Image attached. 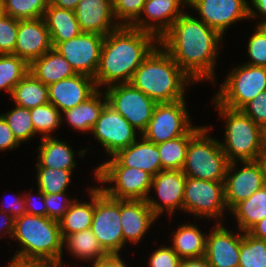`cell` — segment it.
Wrapping results in <instances>:
<instances>
[{
  "instance_id": "cell-41",
  "label": "cell",
  "mask_w": 266,
  "mask_h": 267,
  "mask_svg": "<svg viewBox=\"0 0 266 267\" xmlns=\"http://www.w3.org/2000/svg\"><path fill=\"white\" fill-rule=\"evenodd\" d=\"M248 39L247 51L249 60L243 64L266 67V27L264 24H257Z\"/></svg>"
},
{
  "instance_id": "cell-18",
  "label": "cell",
  "mask_w": 266,
  "mask_h": 267,
  "mask_svg": "<svg viewBox=\"0 0 266 267\" xmlns=\"http://www.w3.org/2000/svg\"><path fill=\"white\" fill-rule=\"evenodd\" d=\"M224 223H214V229L206 234L205 258L210 267H238L240 243L243 232L224 227Z\"/></svg>"
},
{
  "instance_id": "cell-30",
  "label": "cell",
  "mask_w": 266,
  "mask_h": 267,
  "mask_svg": "<svg viewBox=\"0 0 266 267\" xmlns=\"http://www.w3.org/2000/svg\"><path fill=\"white\" fill-rule=\"evenodd\" d=\"M90 201L83 202L75 198L68 208V211L58 221L61 235H71L76 232L91 228L94 206H95V186L87 191Z\"/></svg>"
},
{
  "instance_id": "cell-16",
  "label": "cell",
  "mask_w": 266,
  "mask_h": 267,
  "mask_svg": "<svg viewBox=\"0 0 266 267\" xmlns=\"http://www.w3.org/2000/svg\"><path fill=\"white\" fill-rule=\"evenodd\" d=\"M188 7L197 10L199 20L222 37L236 21L250 20L248 0H192Z\"/></svg>"
},
{
  "instance_id": "cell-51",
  "label": "cell",
  "mask_w": 266,
  "mask_h": 267,
  "mask_svg": "<svg viewBox=\"0 0 266 267\" xmlns=\"http://www.w3.org/2000/svg\"><path fill=\"white\" fill-rule=\"evenodd\" d=\"M119 254H107L103 258L92 262V267H127Z\"/></svg>"
},
{
  "instance_id": "cell-52",
  "label": "cell",
  "mask_w": 266,
  "mask_h": 267,
  "mask_svg": "<svg viewBox=\"0 0 266 267\" xmlns=\"http://www.w3.org/2000/svg\"><path fill=\"white\" fill-rule=\"evenodd\" d=\"M251 5H249V18H264L259 21L257 24H265L266 23V0H250Z\"/></svg>"
},
{
  "instance_id": "cell-5",
  "label": "cell",
  "mask_w": 266,
  "mask_h": 267,
  "mask_svg": "<svg viewBox=\"0 0 266 267\" xmlns=\"http://www.w3.org/2000/svg\"><path fill=\"white\" fill-rule=\"evenodd\" d=\"M218 115L225 119L224 142L220 146L229 162L256 161L262 157L263 128L242 110L223 107L214 99Z\"/></svg>"
},
{
  "instance_id": "cell-53",
  "label": "cell",
  "mask_w": 266,
  "mask_h": 267,
  "mask_svg": "<svg viewBox=\"0 0 266 267\" xmlns=\"http://www.w3.org/2000/svg\"><path fill=\"white\" fill-rule=\"evenodd\" d=\"M0 240H2V235H8L12 238L14 232L15 218L10 214L0 211Z\"/></svg>"
},
{
  "instance_id": "cell-26",
  "label": "cell",
  "mask_w": 266,
  "mask_h": 267,
  "mask_svg": "<svg viewBox=\"0 0 266 267\" xmlns=\"http://www.w3.org/2000/svg\"><path fill=\"white\" fill-rule=\"evenodd\" d=\"M107 103L105 92L98 89L90 98L61 114L66 122L78 132H91L99 115Z\"/></svg>"
},
{
  "instance_id": "cell-9",
  "label": "cell",
  "mask_w": 266,
  "mask_h": 267,
  "mask_svg": "<svg viewBox=\"0 0 266 267\" xmlns=\"http://www.w3.org/2000/svg\"><path fill=\"white\" fill-rule=\"evenodd\" d=\"M91 230L107 254H119L125 246L120 221V199L109 197L99 186H95Z\"/></svg>"
},
{
  "instance_id": "cell-57",
  "label": "cell",
  "mask_w": 266,
  "mask_h": 267,
  "mask_svg": "<svg viewBox=\"0 0 266 267\" xmlns=\"http://www.w3.org/2000/svg\"><path fill=\"white\" fill-rule=\"evenodd\" d=\"M261 159L266 161V128L263 129V149Z\"/></svg>"
},
{
  "instance_id": "cell-49",
  "label": "cell",
  "mask_w": 266,
  "mask_h": 267,
  "mask_svg": "<svg viewBox=\"0 0 266 267\" xmlns=\"http://www.w3.org/2000/svg\"><path fill=\"white\" fill-rule=\"evenodd\" d=\"M6 267H63L60 262L53 260L22 259L12 257Z\"/></svg>"
},
{
  "instance_id": "cell-12",
  "label": "cell",
  "mask_w": 266,
  "mask_h": 267,
  "mask_svg": "<svg viewBox=\"0 0 266 267\" xmlns=\"http://www.w3.org/2000/svg\"><path fill=\"white\" fill-rule=\"evenodd\" d=\"M107 103L120 113L139 132L146 129L157 104L130 83L114 84L106 87Z\"/></svg>"
},
{
  "instance_id": "cell-36",
  "label": "cell",
  "mask_w": 266,
  "mask_h": 267,
  "mask_svg": "<svg viewBox=\"0 0 266 267\" xmlns=\"http://www.w3.org/2000/svg\"><path fill=\"white\" fill-rule=\"evenodd\" d=\"M2 12L17 20L38 19L44 16L49 0H1Z\"/></svg>"
},
{
  "instance_id": "cell-60",
  "label": "cell",
  "mask_w": 266,
  "mask_h": 267,
  "mask_svg": "<svg viewBox=\"0 0 266 267\" xmlns=\"http://www.w3.org/2000/svg\"><path fill=\"white\" fill-rule=\"evenodd\" d=\"M2 13H3V12H2L1 3H0V15H1Z\"/></svg>"
},
{
  "instance_id": "cell-32",
  "label": "cell",
  "mask_w": 266,
  "mask_h": 267,
  "mask_svg": "<svg viewBox=\"0 0 266 267\" xmlns=\"http://www.w3.org/2000/svg\"><path fill=\"white\" fill-rule=\"evenodd\" d=\"M62 238V247H66L68 253L72 254L71 256L82 260V262L83 260L94 262L107 255L91 228L71 235H62Z\"/></svg>"
},
{
  "instance_id": "cell-59",
  "label": "cell",
  "mask_w": 266,
  "mask_h": 267,
  "mask_svg": "<svg viewBox=\"0 0 266 267\" xmlns=\"http://www.w3.org/2000/svg\"><path fill=\"white\" fill-rule=\"evenodd\" d=\"M186 3H187V5L192 1V0H184Z\"/></svg>"
},
{
  "instance_id": "cell-10",
  "label": "cell",
  "mask_w": 266,
  "mask_h": 267,
  "mask_svg": "<svg viewBox=\"0 0 266 267\" xmlns=\"http://www.w3.org/2000/svg\"><path fill=\"white\" fill-rule=\"evenodd\" d=\"M227 209L224 182L186 177L183 212L191 213L199 219L213 218L218 220L217 223H221Z\"/></svg>"
},
{
  "instance_id": "cell-28",
  "label": "cell",
  "mask_w": 266,
  "mask_h": 267,
  "mask_svg": "<svg viewBox=\"0 0 266 267\" xmlns=\"http://www.w3.org/2000/svg\"><path fill=\"white\" fill-rule=\"evenodd\" d=\"M43 18L49 30L51 43L64 42L82 33L73 10L48 4Z\"/></svg>"
},
{
  "instance_id": "cell-58",
  "label": "cell",
  "mask_w": 266,
  "mask_h": 267,
  "mask_svg": "<svg viewBox=\"0 0 266 267\" xmlns=\"http://www.w3.org/2000/svg\"><path fill=\"white\" fill-rule=\"evenodd\" d=\"M264 163V169H265V179H266V161H263Z\"/></svg>"
},
{
  "instance_id": "cell-6",
  "label": "cell",
  "mask_w": 266,
  "mask_h": 267,
  "mask_svg": "<svg viewBox=\"0 0 266 267\" xmlns=\"http://www.w3.org/2000/svg\"><path fill=\"white\" fill-rule=\"evenodd\" d=\"M204 126L189 140L185 163L186 177L224 182L229 161L218 139L209 137L212 128Z\"/></svg>"
},
{
  "instance_id": "cell-39",
  "label": "cell",
  "mask_w": 266,
  "mask_h": 267,
  "mask_svg": "<svg viewBox=\"0 0 266 267\" xmlns=\"http://www.w3.org/2000/svg\"><path fill=\"white\" fill-rule=\"evenodd\" d=\"M12 110H8L7 113L0 114L7 122L10 130L13 132L17 141L27 142L37 135L33 127V122L30 115V109L18 106Z\"/></svg>"
},
{
  "instance_id": "cell-45",
  "label": "cell",
  "mask_w": 266,
  "mask_h": 267,
  "mask_svg": "<svg viewBox=\"0 0 266 267\" xmlns=\"http://www.w3.org/2000/svg\"><path fill=\"white\" fill-rule=\"evenodd\" d=\"M148 260L149 267H181L182 264V259L178 254L164 244L153 251Z\"/></svg>"
},
{
  "instance_id": "cell-11",
  "label": "cell",
  "mask_w": 266,
  "mask_h": 267,
  "mask_svg": "<svg viewBox=\"0 0 266 267\" xmlns=\"http://www.w3.org/2000/svg\"><path fill=\"white\" fill-rule=\"evenodd\" d=\"M185 99L171 103H157L152 118L141 136L158 144L186 135L194 126Z\"/></svg>"
},
{
  "instance_id": "cell-40",
  "label": "cell",
  "mask_w": 266,
  "mask_h": 267,
  "mask_svg": "<svg viewBox=\"0 0 266 267\" xmlns=\"http://www.w3.org/2000/svg\"><path fill=\"white\" fill-rule=\"evenodd\" d=\"M238 267H266V241L243 232Z\"/></svg>"
},
{
  "instance_id": "cell-17",
  "label": "cell",
  "mask_w": 266,
  "mask_h": 267,
  "mask_svg": "<svg viewBox=\"0 0 266 267\" xmlns=\"http://www.w3.org/2000/svg\"><path fill=\"white\" fill-rule=\"evenodd\" d=\"M185 182L186 175L182 170H161L153 176L150 192L154 190L160 202L150 195L146 202L158 218L163 215V211L170 216L174 215L176 210L183 211Z\"/></svg>"
},
{
  "instance_id": "cell-50",
  "label": "cell",
  "mask_w": 266,
  "mask_h": 267,
  "mask_svg": "<svg viewBox=\"0 0 266 267\" xmlns=\"http://www.w3.org/2000/svg\"><path fill=\"white\" fill-rule=\"evenodd\" d=\"M10 199L11 200H10L9 203L7 202L8 200L6 202L4 201L7 204L2 203L3 206H2V208H0V211L1 212L10 214L14 218H17V217H20V216L26 214L24 194H22L21 196H16L15 195V197L13 198V200H12L11 197H10Z\"/></svg>"
},
{
  "instance_id": "cell-21",
  "label": "cell",
  "mask_w": 266,
  "mask_h": 267,
  "mask_svg": "<svg viewBox=\"0 0 266 267\" xmlns=\"http://www.w3.org/2000/svg\"><path fill=\"white\" fill-rule=\"evenodd\" d=\"M97 90L94 78L75 74L48 86L49 102L62 113L86 101Z\"/></svg>"
},
{
  "instance_id": "cell-15",
  "label": "cell",
  "mask_w": 266,
  "mask_h": 267,
  "mask_svg": "<svg viewBox=\"0 0 266 267\" xmlns=\"http://www.w3.org/2000/svg\"><path fill=\"white\" fill-rule=\"evenodd\" d=\"M136 129L108 103L102 109L91 134L101 144L107 156L133 144L139 137Z\"/></svg>"
},
{
  "instance_id": "cell-38",
  "label": "cell",
  "mask_w": 266,
  "mask_h": 267,
  "mask_svg": "<svg viewBox=\"0 0 266 267\" xmlns=\"http://www.w3.org/2000/svg\"><path fill=\"white\" fill-rule=\"evenodd\" d=\"M61 112L50 102L30 109L33 127L41 138L53 136V132L64 122ZM52 133V134H51Z\"/></svg>"
},
{
  "instance_id": "cell-43",
  "label": "cell",
  "mask_w": 266,
  "mask_h": 267,
  "mask_svg": "<svg viewBox=\"0 0 266 267\" xmlns=\"http://www.w3.org/2000/svg\"><path fill=\"white\" fill-rule=\"evenodd\" d=\"M19 20L5 15H0V55L13 54L16 44Z\"/></svg>"
},
{
  "instance_id": "cell-4",
  "label": "cell",
  "mask_w": 266,
  "mask_h": 267,
  "mask_svg": "<svg viewBox=\"0 0 266 267\" xmlns=\"http://www.w3.org/2000/svg\"><path fill=\"white\" fill-rule=\"evenodd\" d=\"M19 242L15 258L53 260L63 264L62 235L59 222L47 216L24 214L15 218L12 238Z\"/></svg>"
},
{
  "instance_id": "cell-3",
  "label": "cell",
  "mask_w": 266,
  "mask_h": 267,
  "mask_svg": "<svg viewBox=\"0 0 266 267\" xmlns=\"http://www.w3.org/2000/svg\"><path fill=\"white\" fill-rule=\"evenodd\" d=\"M129 83L156 103L185 99V88L195 84L160 44L135 70Z\"/></svg>"
},
{
  "instance_id": "cell-46",
  "label": "cell",
  "mask_w": 266,
  "mask_h": 267,
  "mask_svg": "<svg viewBox=\"0 0 266 267\" xmlns=\"http://www.w3.org/2000/svg\"><path fill=\"white\" fill-rule=\"evenodd\" d=\"M241 110L257 125L266 128V90L249 101Z\"/></svg>"
},
{
  "instance_id": "cell-19",
  "label": "cell",
  "mask_w": 266,
  "mask_h": 267,
  "mask_svg": "<svg viewBox=\"0 0 266 267\" xmlns=\"http://www.w3.org/2000/svg\"><path fill=\"white\" fill-rule=\"evenodd\" d=\"M185 5L188 6L184 0H147L139 18L131 27L152 33L160 39L185 12L181 8Z\"/></svg>"
},
{
  "instance_id": "cell-1",
  "label": "cell",
  "mask_w": 266,
  "mask_h": 267,
  "mask_svg": "<svg viewBox=\"0 0 266 267\" xmlns=\"http://www.w3.org/2000/svg\"><path fill=\"white\" fill-rule=\"evenodd\" d=\"M223 37L202 20L184 12L159 39L179 67L196 83H214L217 55Z\"/></svg>"
},
{
  "instance_id": "cell-35",
  "label": "cell",
  "mask_w": 266,
  "mask_h": 267,
  "mask_svg": "<svg viewBox=\"0 0 266 267\" xmlns=\"http://www.w3.org/2000/svg\"><path fill=\"white\" fill-rule=\"evenodd\" d=\"M29 73V64L13 54L0 55V90L11 96L16 84Z\"/></svg>"
},
{
  "instance_id": "cell-20",
  "label": "cell",
  "mask_w": 266,
  "mask_h": 267,
  "mask_svg": "<svg viewBox=\"0 0 266 267\" xmlns=\"http://www.w3.org/2000/svg\"><path fill=\"white\" fill-rule=\"evenodd\" d=\"M53 48L44 18L19 20L13 55L29 65Z\"/></svg>"
},
{
  "instance_id": "cell-54",
  "label": "cell",
  "mask_w": 266,
  "mask_h": 267,
  "mask_svg": "<svg viewBox=\"0 0 266 267\" xmlns=\"http://www.w3.org/2000/svg\"><path fill=\"white\" fill-rule=\"evenodd\" d=\"M247 233L257 239L266 241V218L253 225Z\"/></svg>"
},
{
  "instance_id": "cell-2",
  "label": "cell",
  "mask_w": 266,
  "mask_h": 267,
  "mask_svg": "<svg viewBox=\"0 0 266 267\" xmlns=\"http://www.w3.org/2000/svg\"><path fill=\"white\" fill-rule=\"evenodd\" d=\"M159 44L147 31L120 26L104 37L100 64L94 77L97 88L129 83L135 70Z\"/></svg>"
},
{
  "instance_id": "cell-56",
  "label": "cell",
  "mask_w": 266,
  "mask_h": 267,
  "mask_svg": "<svg viewBox=\"0 0 266 267\" xmlns=\"http://www.w3.org/2000/svg\"><path fill=\"white\" fill-rule=\"evenodd\" d=\"M79 1L80 0H49V4L74 11Z\"/></svg>"
},
{
  "instance_id": "cell-44",
  "label": "cell",
  "mask_w": 266,
  "mask_h": 267,
  "mask_svg": "<svg viewBox=\"0 0 266 267\" xmlns=\"http://www.w3.org/2000/svg\"><path fill=\"white\" fill-rule=\"evenodd\" d=\"M66 192L58 194H45V206L47 209V217L49 219L59 221L62 216L68 211L69 206L75 200L71 199Z\"/></svg>"
},
{
  "instance_id": "cell-33",
  "label": "cell",
  "mask_w": 266,
  "mask_h": 267,
  "mask_svg": "<svg viewBox=\"0 0 266 267\" xmlns=\"http://www.w3.org/2000/svg\"><path fill=\"white\" fill-rule=\"evenodd\" d=\"M13 103L31 109L49 103L48 86L36 79L30 72L14 87Z\"/></svg>"
},
{
  "instance_id": "cell-23",
  "label": "cell",
  "mask_w": 266,
  "mask_h": 267,
  "mask_svg": "<svg viewBox=\"0 0 266 267\" xmlns=\"http://www.w3.org/2000/svg\"><path fill=\"white\" fill-rule=\"evenodd\" d=\"M74 12L82 32L106 36L120 27L112 0H80Z\"/></svg>"
},
{
  "instance_id": "cell-24",
  "label": "cell",
  "mask_w": 266,
  "mask_h": 267,
  "mask_svg": "<svg viewBox=\"0 0 266 267\" xmlns=\"http://www.w3.org/2000/svg\"><path fill=\"white\" fill-rule=\"evenodd\" d=\"M157 219L146 200H120V221L126 244L140 243Z\"/></svg>"
},
{
  "instance_id": "cell-37",
  "label": "cell",
  "mask_w": 266,
  "mask_h": 267,
  "mask_svg": "<svg viewBox=\"0 0 266 267\" xmlns=\"http://www.w3.org/2000/svg\"><path fill=\"white\" fill-rule=\"evenodd\" d=\"M36 168L37 187L44 194H58L67 191L73 171L45 167Z\"/></svg>"
},
{
  "instance_id": "cell-14",
  "label": "cell",
  "mask_w": 266,
  "mask_h": 267,
  "mask_svg": "<svg viewBox=\"0 0 266 267\" xmlns=\"http://www.w3.org/2000/svg\"><path fill=\"white\" fill-rule=\"evenodd\" d=\"M104 35L82 32L80 35L60 43L53 48L71 65L76 74L95 77L99 64Z\"/></svg>"
},
{
  "instance_id": "cell-48",
  "label": "cell",
  "mask_w": 266,
  "mask_h": 267,
  "mask_svg": "<svg viewBox=\"0 0 266 267\" xmlns=\"http://www.w3.org/2000/svg\"><path fill=\"white\" fill-rule=\"evenodd\" d=\"M31 192H28L24 195L25 200V207H26V213L30 215H37V216H47V209L45 206V194L38 189L37 197L39 198V201L41 200L42 204L35 203V198H32V195H30ZM35 197V196H34ZM37 198V200H38ZM42 205V206H41Z\"/></svg>"
},
{
  "instance_id": "cell-25",
  "label": "cell",
  "mask_w": 266,
  "mask_h": 267,
  "mask_svg": "<svg viewBox=\"0 0 266 267\" xmlns=\"http://www.w3.org/2000/svg\"><path fill=\"white\" fill-rule=\"evenodd\" d=\"M36 167L75 170V151L65 141L56 136L40 139Z\"/></svg>"
},
{
  "instance_id": "cell-13",
  "label": "cell",
  "mask_w": 266,
  "mask_h": 267,
  "mask_svg": "<svg viewBox=\"0 0 266 267\" xmlns=\"http://www.w3.org/2000/svg\"><path fill=\"white\" fill-rule=\"evenodd\" d=\"M238 164L243 167L238 169ZM266 185L263 160L229 162L225 181V202L229 211Z\"/></svg>"
},
{
  "instance_id": "cell-47",
  "label": "cell",
  "mask_w": 266,
  "mask_h": 267,
  "mask_svg": "<svg viewBox=\"0 0 266 267\" xmlns=\"http://www.w3.org/2000/svg\"><path fill=\"white\" fill-rule=\"evenodd\" d=\"M20 145L5 119L0 115V151L16 149Z\"/></svg>"
},
{
  "instance_id": "cell-27",
  "label": "cell",
  "mask_w": 266,
  "mask_h": 267,
  "mask_svg": "<svg viewBox=\"0 0 266 267\" xmlns=\"http://www.w3.org/2000/svg\"><path fill=\"white\" fill-rule=\"evenodd\" d=\"M29 72L47 86L76 74L70 63L54 48L34 60L29 65Z\"/></svg>"
},
{
  "instance_id": "cell-42",
  "label": "cell",
  "mask_w": 266,
  "mask_h": 267,
  "mask_svg": "<svg viewBox=\"0 0 266 267\" xmlns=\"http://www.w3.org/2000/svg\"><path fill=\"white\" fill-rule=\"evenodd\" d=\"M147 0H112L115 20L120 26H131L140 16Z\"/></svg>"
},
{
  "instance_id": "cell-7",
  "label": "cell",
  "mask_w": 266,
  "mask_h": 267,
  "mask_svg": "<svg viewBox=\"0 0 266 267\" xmlns=\"http://www.w3.org/2000/svg\"><path fill=\"white\" fill-rule=\"evenodd\" d=\"M213 99L223 107L241 110L266 90V67L249 64L233 68Z\"/></svg>"
},
{
  "instance_id": "cell-55",
  "label": "cell",
  "mask_w": 266,
  "mask_h": 267,
  "mask_svg": "<svg viewBox=\"0 0 266 267\" xmlns=\"http://www.w3.org/2000/svg\"><path fill=\"white\" fill-rule=\"evenodd\" d=\"M181 267H210L205 256L198 258L182 259Z\"/></svg>"
},
{
  "instance_id": "cell-29",
  "label": "cell",
  "mask_w": 266,
  "mask_h": 267,
  "mask_svg": "<svg viewBox=\"0 0 266 267\" xmlns=\"http://www.w3.org/2000/svg\"><path fill=\"white\" fill-rule=\"evenodd\" d=\"M171 234L173 235V243L170 247L181 259L205 256L207 236L197 225L183 223Z\"/></svg>"
},
{
  "instance_id": "cell-22",
  "label": "cell",
  "mask_w": 266,
  "mask_h": 267,
  "mask_svg": "<svg viewBox=\"0 0 266 267\" xmlns=\"http://www.w3.org/2000/svg\"><path fill=\"white\" fill-rule=\"evenodd\" d=\"M140 140L117 151L110 159L99 166L136 167L155 176L161 171V161L157 145L147 141L141 135Z\"/></svg>"
},
{
  "instance_id": "cell-31",
  "label": "cell",
  "mask_w": 266,
  "mask_h": 267,
  "mask_svg": "<svg viewBox=\"0 0 266 267\" xmlns=\"http://www.w3.org/2000/svg\"><path fill=\"white\" fill-rule=\"evenodd\" d=\"M230 212L235 221L237 219V229L241 232H247L257 222L266 218V185L238 203Z\"/></svg>"
},
{
  "instance_id": "cell-34",
  "label": "cell",
  "mask_w": 266,
  "mask_h": 267,
  "mask_svg": "<svg viewBox=\"0 0 266 267\" xmlns=\"http://www.w3.org/2000/svg\"><path fill=\"white\" fill-rule=\"evenodd\" d=\"M203 126H194L186 135L156 144L161 161V170H182L189 140Z\"/></svg>"
},
{
  "instance_id": "cell-8",
  "label": "cell",
  "mask_w": 266,
  "mask_h": 267,
  "mask_svg": "<svg viewBox=\"0 0 266 267\" xmlns=\"http://www.w3.org/2000/svg\"><path fill=\"white\" fill-rule=\"evenodd\" d=\"M95 180L109 197L120 200H146L153 176L142 169L125 166H98ZM109 183L110 186H109ZM112 185V186H111Z\"/></svg>"
}]
</instances>
